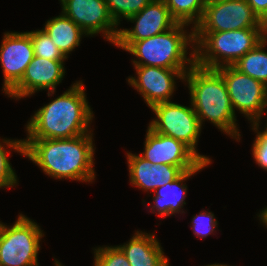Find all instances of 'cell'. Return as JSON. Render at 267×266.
Returning a JSON list of instances; mask_svg holds the SVG:
<instances>
[{"label": "cell", "instance_id": "6da1fadb", "mask_svg": "<svg viewBox=\"0 0 267 266\" xmlns=\"http://www.w3.org/2000/svg\"><path fill=\"white\" fill-rule=\"evenodd\" d=\"M92 136L90 132L62 139H3L2 143L28 157L53 178L92 182L95 178Z\"/></svg>", "mask_w": 267, "mask_h": 266}, {"label": "cell", "instance_id": "7a4b0ae2", "mask_svg": "<svg viewBox=\"0 0 267 266\" xmlns=\"http://www.w3.org/2000/svg\"><path fill=\"white\" fill-rule=\"evenodd\" d=\"M82 81L41 107L28 124L27 139H62L90 133L93 112L88 105Z\"/></svg>", "mask_w": 267, "mask_h": 266}, {"label": "cell", "instance_id": "3957f363", "mask_svg": "<svg viewBox=\"0 0 267 266\" xmlns=\"http://www.w3.org/2000/svg\"><path fill=\"white\" fill-rule=\"evenodd\" d=\"M184 81L188 83L191 104L201 125L208 119L238 141L241 135L222 75L216 69L194 64L186 72Z\"/></svg>", "mask_w": 267, "mask_h": 266}, {"label": "cell", "instance_id": "277c9868", "mask_svg": "<svg viewBox=\"0 0 267 266\" xmlns=\"http://www.w3.org/2000/svg\"><path fill=\"white\" fill-rule=\"evenodd\" d=\"M186 25L177 23L168 31L150 38L140 41H116L114 45L136 56L139 61L133 60L134 65L189 70L195 64V42L194 28L188 35L184 31ZM190 43L193 51L191 58H187V45ZM186 64H190L189 68Z\"/></svg>", "mask_w": 267, "mask_h": 266}, {"label": "cell", "instance_id": "5b68a950", "mask_svg": "<svg viewBox=\"0 0 267 266\" xmlns=\"http://www.w3.org/2000/svg\"><path fill=\"white\" fill-rule=\"evenodd\" d=\"M266 37V28L194 32L195 64L206 69L232 66Z\"/></svg>", "mask_w": 267, "mask_h": 266}, {"label": "cell", "instance_id": "8992f818", "mask_svg": "<svg viewBox=\"0 0 267 266\" xmlns=\"http://www.w3.org/2000/svg\"><path fill=\"white\" fill-rule=\"evenodd\" d=\"M43 230L20 214L14 225H0V266H39L38 251Z\"/></svg>", "mask_w": 267, "mask_h": 266}, {"label": "cell", "instance_id": "52a82bcc", "mask_svg": "<svg viewBox=\"0 0 267 266\" xmlns=\"http://www.w3.org/2000/svg\"><path fill=\"white\" fill-rule=\"evenodd\" d=\"M190 107L172 101L156 104L151 109L157 118L150 122L149 127L157 133L183 142L203 162L210 164V158L199 154L196 150L202 125L192 104Z\"/></svg>", "mask_w": 267, "mask_h": 266}, {"label": "cell", "instance_id": "ba28073f", "mask_svg": "<svg viewBox=\"0 0 267 266\" xmlns=\"http://www.w3.org/2000/svg\"><path fill=\"white\" fill-rule=\"evenodd\" d=\"M223 77L235 112L239 110L253 124L260 123L267 101V86L233 66L216 69Z\"/></svg>", "mask_w": 267, "mask_h": 266}, {"label": "cell", "instance_id": "9c48e42d", "mask_svg": "<svg viewBox=\"0 0 267 266\" xmlns=\"http://www.w3.org/2000/svg\"><path fill=\"white\" fill-rule=\"evenodd\" d=\"M194 32H222L266 28L246 0H224L205 6Z\"/></svg>", "mask_w": 267, "mask_h": 266}, {"label": "cell", "instance_id": "30bf717a", "mask_svg": "<svg viewBox=\"0 0 267 266\" xmlns=\"http://www.w3.org/2000/svg\"><path fill=\"white\" fill-rule=\"evenodd\" d=\"M62 13L78 25L86 35L100 32L115 44L119 29L105 0H60ZM117 29V30H116Z\"/></svg>", "mask_w": 267, "mask_h": 266}, {"label": "cell", "instance_id": "8fae6325", "mask_svg": "<svg viewBox=\"0 0 267 266\" xmlns=\"http://www.w3.org/2000/svg\"><path fill=\"white\" fill-rule=\"evenodd\" d=\"M152 164H169L184 172L195 169L202 160L183 142L153 131L146 133L144 152L140 155Z\"/></svg>", "mask_w": 267, "mask_h": 266}, {"label": "cell", "instance_id": "7c38bea8", "mask_svg": "<svg viewBox=\"0 0 267 266\" xmlns=\"http://www.w3.org/2000/svg\"><path fill=\"white\" fill-rule=\"evenodd\" d=\"M137 79L129 77L128 83L142 95L147 105L152 108L159 103L170 101L175 91V78L184 80L188 70H175L154 66L134 65Z\"/></svg>", "mask_w": 267, "mask_h": 266}, {"label": "cell", "instance_id": "4fadbf2b", "mask_svg": "<svg viewBox=\"0 0 267 266\" xmlns=\"http://www.w3.org/2000/svg\"><path fill=\"white\" fill-rule=\"evenodd\" d=\"M64 61L34 56L22 79L6 95L19 100L47 89L48 96H51L65 75Z\"/></svg>", "mask_w": 267, "mask_h": 266}, {"label": "cell", "instance_id": "5bb4252c", "mask_svg": "<svg viewBox=\"0 0 267 266\" xmlns=\"http://www.w3.org/2000/svg\"><path fill=\"white\" fill-rule=\"evenodd\" d=\"M34 58L30 32H7L0 47V61L4 73L3 90L7 94L24 75Z\"/></svg>", "mask_w": 267, "mask_h": 266}, {"label": "cell", "instance_id": "9a60e30c", "mask_svg": "<svg viewBox=\"0 0 267 266\" xmlns=\"http://www.w3.org/2000/svg\"><path fill=\"white\" fill-rule=\"evenodd\" d=\"M135 26L119 29L116 41H140L164 33L178 22L171 16L164 0H152L139 13L127 19Z\"/></svg>", "mask_w": 267, "mask_h": 266}, {"label": "cell", "instance_id": "2e32d148", "mask_svg": "<svg viewBox=\"0 0 267 266\" xmlns=\"http://www.w3.org/2000/svg\"><path fill=\"white\" fill-rule=\"evenodd\" d=\"M130 183L145 191L160 188L179 178L184 171L169 164H152L140 155L127 153Z\"/></svg>", "mask_w": 267, "mask_h": 266}, {"label": "cell", "instance_id": "e0dca14e", "mask_svg": "<svg viewBox=\"0 0 267 266\" xmlns=\"http://www.w3.org/2000/svg\"><path fill=\"white\" fill-rule=\"evenodd\" d=\"M130 266H169L155 235L137 231L128 243L118 246Z\"/></svg>", "mask_w": 267, "mask_h": 266}, {"label": "cell", "instance_id": "ac0fdd59", "mask_svg": "<svg viewBox=\"0 0 267 266\" xmlns=\"http://www.w3.org/2000/svg\"><path fill=\"white\" fill-rule=\"evenodd\" d=\"M209 163L201 162L195 169L185 171L179 178L173 182H169L166 185L157 188L154 191L152 212L158 213V217H167L174 215L175 213H181V208L186 204L185 197L187 191V185L183 182L189 179L192 175L201 171L207 167ZM156 208V211H155Z\"/></svg>", "mask_w": 267, "mask_h": 266}, {"label": "cell", "instance_id": "d6986e66", "mask_svg": "<svg viewBox=\"0 0 267 266\" xmlns=\"http://www.w3.org/2000/svg\"><path fill=\"white\" fill-rule=\"evenodd\" d=\"M43 31L66 58L70 52L79 46L82 35H86L78 25L63 13L48 20Z\"/></svg>", "mask_w": 267, "mask_h": 266}, {"label": "cell", "instance_id": "ffe728a7", "mask_svg": "<svg viewBox=\"0 0 267 266\" xmlns=\"http://www.w3.org/2000/svg\"><path fill=\"white\" fill-rule=\"evenodd\" d=\"M266 43L267 37L232 65L239 72L256 79L265 86H267V52L264 50Z\"/></svg>", "mask_w": 267, "mask_h": 266}, {"label": "cell", "instance_id": "44dd1931", "mask_svg": "<svg viewBox=\"0 0 267 266\" xmlns=\"http://www.w3.org/2000/svg\"><path fill=\"white\" fill-rule=\"evenodd\" d=\"M171 16L178 22L194 24V27L202 19L205 1L204 0H164Z\"/></svg>", "mask_w": 267, "mask_h": 266}, {"label": "cell", "instance_id": "7402d4cb", "mask_svg": "<svg viewBox=\"0 0 267 266\" xmlns=\"http://www.w3.org/2000/svg\"><path fill=\"white\" fill-rule=\"evenodd\" d=\"M30 37L34 50V56L49 60L67 59L43 30L31 31Z\"/></svg>", "mask_w": 267, "mask_h": 266}, {"label": "cell", "instance_id": "603a6c76", "mask_svg": "<svg viewBox=\"0 0 267 266\" xmlns=\"http://www.w3.org/2000/svg\"><path fill=\"white\" fill-rule=\"evenodd\" d=\"M151 1L152 0H105L109 12L117 25H119L122 17L127 20L131 16L139 13Z\"/></svg>", "mask_w": 267, "mask_h": 266}, {"label": "cell", "instance_id": "cb8c5ba5", "mask_svg": "<svg viewBox=\"0 0 267 266\" xmlns=\"http://www.w3.org/2000/svg\"><path fill=\"white\" fill-rule=\"evenodd\" d=\"M94 253V266H130L125 254L118 246L98 247Z\"/></svg>", "mask_w": 267, "mask_h": 266}, {"label": "cell", "instance_id": "d4e9b609", "mask_svg": "<svg viewBox=\"0 0 267 266\" xmlns=\"http://www.w3.org/2000/svg\"><path fill=\"white\" fill-rule=\"evenodd\" d=\"M252 129L257 133L253 143V157L261 168L267 171V129L258 131L259 123L252 124Z\"/></svg>", "mask_w": 267, "mask_h": 266}, {"label": "cell", "instance_id": "484cf974", "mask_svg": "<svg viewBox=\"0 0 267 266\" xmlns=\"http://www.w3.org/2000/svg\"><path fill=\"white\" fill-rule=\"evenodd\" d=\"M192 230L195 236L205 238L206 236L213 233L218 225L217 221L212 212H200L192 219Z\"/></svg>", "mask_w": 267, "mask_h": 266}, {"label": "cell", "instance_id": "4316f807", "mask_svg": "<svg viewBox=\"0 0 267 266\" xmlns=\"http://www.w3.org/2000/svg\"><path fill=\"white\" fill-rule=\"evenodd\" d=\"M0 142V188L12 187L17 184V175L7 157L8 149Z\"/></svg>", "mask_w": 267, "mask_h": 266}, {"label": "cell", "instance_id": "83f0119b", "mask_svg": "<svg viewBox=\"0 0 267 266\" xmlns=\"http://www.w3.org/2000/svg\"><path fill=\"white\" fill-rule=\"evenodd\" d=\"M253 12L264 23L267 20V0H246Z\"/></svg>", "mask_w": 267, "mask_h": 266}, {"label": "cell", "instance_id": "f1b7e54d", "mask_svg": "<svg viewBox=\"0 0 267 266\" xmlns=\"http://www.w3.org/2000/svg\"><path fill=\"white\" fill-rule=\"evenodd\" d=\"M258 217H260V221H262V223L267 227V207L262 210Z\"/></svg>", "mask_w": 267, "mask_h": 266}, {"label": "cell", "instance_id": "f546056e", "mask_svg": "<svg viewBox=\"0 0 267 266\" xmlns=\"http://www.w3.org/2000/svg\"><path fill=\"white\" fill-rule=\"evenodd\" d=\"M206 5L215 3V2H220V1H224V0H204Z\"/></svg>", "mask_w": 267, "mask_h": 266}, {"label": "cell", "instance_id": "4dcf8cb0", "mask_svg": "<svg viewBox=\"0 0 267 266\" xmlns=\"http://www.w3.org/2000/svg\"><path fill=\"white\" fill-rule=\"evenodd\" d=\"M206 266H228V265H226V264H211V265H206Z\"/></svg>", "mask_w": 267, "mask_h": 266}, {"label": "cell", "instance_id": "1f68e13d", "mask_svg": "<svg viewBox=\"0 0 267 266\" xmlns=\"http://www.w3.org/2000/svg\"><path fill=\"white\" fill-rule=\"evenodd\" d=\"M55 266H62V264L59 263V261H56V260H55ZM63 266H64V265H63Z\"/></svg>", "mask_w": 267, "mask_h": 266}, {"label": "cell", "instance_id": "d6a6232c", "mask_svg": "<svg viewBox=\"0 0 267 266\" xmlns=\"http://www.w3.org/2000/svg\"><path fill=\"white\" fill-rule=\"evenodd\" d=\"M264 24H265V27H266V30H267V20L264 22Z\"/></svg>", "mask_w": 267, "mask_h": 266}, {"label": "cell", "instance_id": "836d02e7", "mask_svg": "<svg viewBox=\"0 0 267 266\" xmlns=\"http://www.w3.org/2000/svg\"><path fill=\"white\" fill-rule=\"evenodd\" d=\"M265 108H267V101H266V105H265ZM265 129H267V123H266V127H265Z\"/></svg>", "mask_w": 267, "mask_h": 266}]
</instances>
